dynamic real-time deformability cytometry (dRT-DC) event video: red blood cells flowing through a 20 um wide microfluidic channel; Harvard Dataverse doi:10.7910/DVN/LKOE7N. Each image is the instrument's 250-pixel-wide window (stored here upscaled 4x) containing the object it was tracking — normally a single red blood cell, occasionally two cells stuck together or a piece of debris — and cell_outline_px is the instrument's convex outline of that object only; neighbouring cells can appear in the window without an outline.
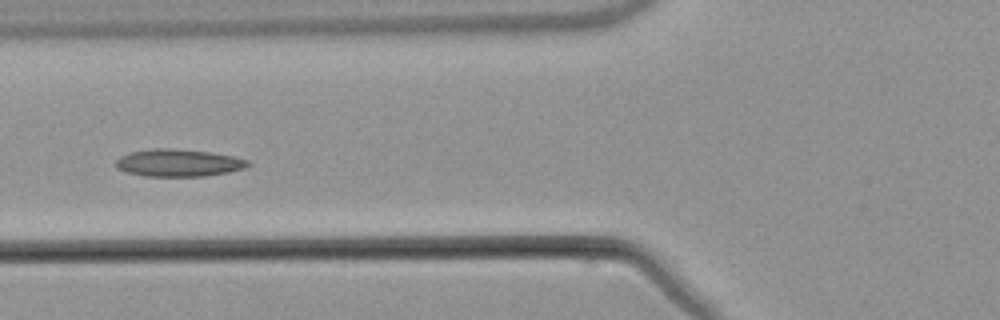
{"species": "common noctule bat (a hibernating species)", "species_latin": "Nyctalus noctula", "temperature_condition": "warm", "stored_images_in_passage": 5, "camera_frame_rate_fps": 3000, "um_per_image_px": 0.085, "animal": {"sex": "male", "body_mass_g": 21.5, "forearm_length_mm": 52.0}, "frame": {"image": 1, "passage_image": 5, "time_ms": 5.333, "image_size_px": [1000, 320], "cell_outline_px": [[252, 164], [244, 168], [228, 172], [204, 176], [144, 176], [128, 172], [116, 168], [112, 164], [120, 156], [128, 152], [152, 148], [172, 148], [208, 152], [232, 156], [248, 160]], "centroid_in_image_um": [15.12, 13.84], "position_along_channel_um": 110.7, "area_um2": 21.15}}